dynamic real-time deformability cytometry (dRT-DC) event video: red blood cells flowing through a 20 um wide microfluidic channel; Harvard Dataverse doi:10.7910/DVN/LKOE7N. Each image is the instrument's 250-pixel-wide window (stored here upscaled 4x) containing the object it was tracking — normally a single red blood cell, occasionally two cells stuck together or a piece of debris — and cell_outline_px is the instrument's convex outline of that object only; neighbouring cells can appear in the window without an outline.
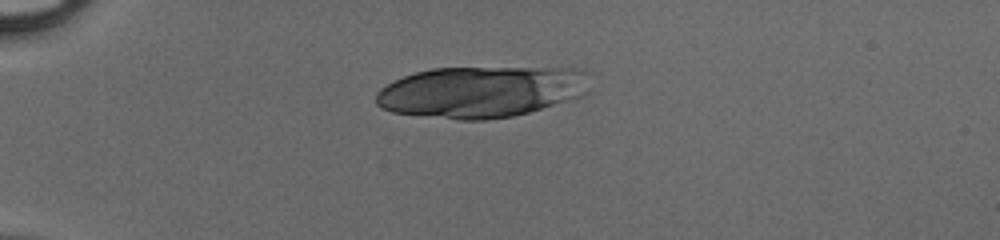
{"species": "human", "species_latin": "Homo sapiens", "temperature_condition": "cold", "stored_images_in_passage": 13, "camera_frame_rate_fps": 3000, "um_per_image_px": 0.085, "donor": {"sex": "male"}, "frame": {"image": 1, "passage_image": 6, "time_ms": 1.667, "image_size_px": [1000, 240], "cell_outline_px": [[588, 92], [580, 96], [528, 112], [512, 116], [488, 120], [456, 120], [392, 112], [376, 104], [376, 92], [380, 88], [404, 76], [416, 72], [432, 68], [580, 68], [588, 72]], "centroid_in_image_um": [40.9, 7.8], "position_along_channel_um": 44.1, "area_um2": 63.93}}